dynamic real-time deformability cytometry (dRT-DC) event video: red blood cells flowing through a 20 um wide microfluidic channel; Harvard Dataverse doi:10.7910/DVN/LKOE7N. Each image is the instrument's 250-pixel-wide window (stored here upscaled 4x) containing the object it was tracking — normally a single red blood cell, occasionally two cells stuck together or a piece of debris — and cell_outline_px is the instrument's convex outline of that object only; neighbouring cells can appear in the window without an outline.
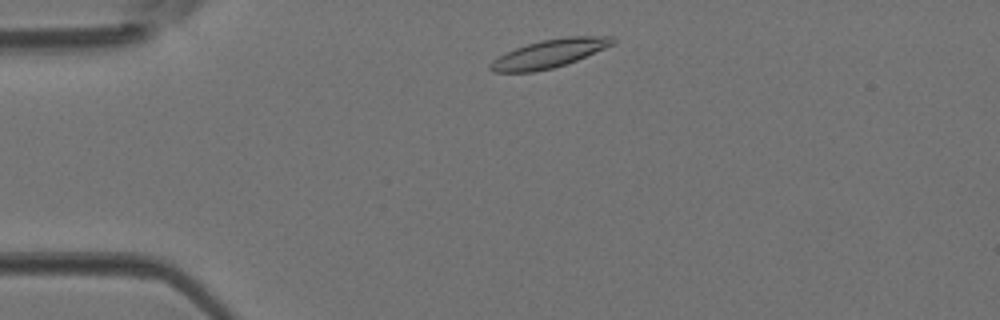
{"species": "Egyptian fruit bat (a non-hibernating species)", "species_latin": "Rousettus aegyptiacus", "temperature_condition": "room temperature", "stored_images_in_passage": 38, "camera_frame_rate_fps": 3000, "um_per_image_px": 0.085, "animal": {"sex": "female"}, "frame": {"image": 1, "passage_image": 3, "time_ms": 0.667, "image_size_px": [1000, 320], "cell_outline_px": [[616, 44], [576, 60], [552, 68], [536, 72], [492, 72], [488, 68], [488, 64], [492, 60], [516, 48], [540, 40], [568, 36], [612, 36], [616, 40]], "centroid_in_image_um": [46.71, 4.55], "position_along_channel_um": 38.3, "area_um2": 20.11}}
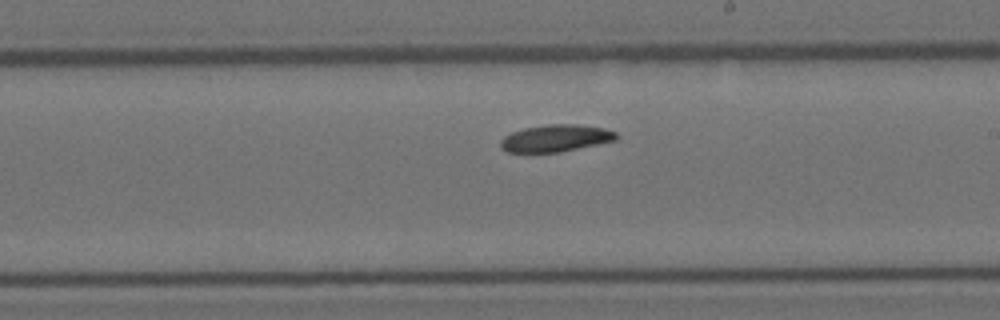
{"frame": {"image": 2, "passage_image": 19, "time_ms": 6.0, "image_size_px": [1000, 320], "cell_outline_px": [[620, 136], [616, 140], [560, 152], [508, 152], [500, 148], [500, 140], [504, 136], [512, 132], [524, 128], [548, 124], [576, 124], [604, 128], [616, 132]], "centroid_in_image_um": [47.23, 11.74], "position_along_channel_um": 241.8, "area_um2": 18.26}}
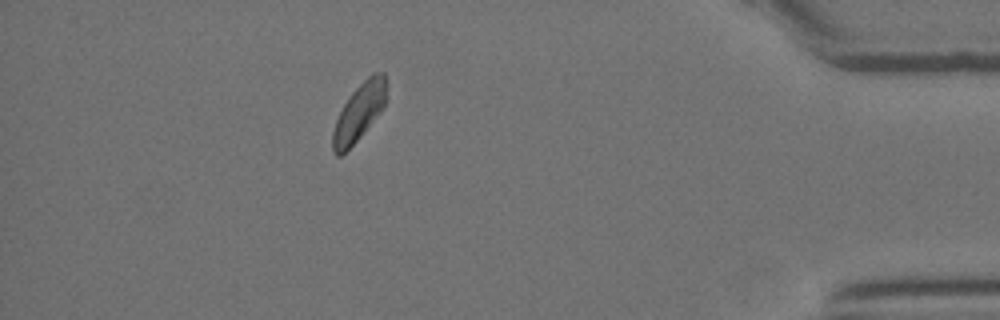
{"frame": {"image": 3, "passage_image": 33, "time_ms": 10.667, "image_size_px": [1000, 320], "cell_outline_px": [[388, 84], [384, 108], [360, 136], [340, 156], [336, 156], [332, 152], [332, 132], [336, 120], [344, 104], [352, 92], [372, 72], [384, 72]], "centroid_in_image_um": [30.55, 9.5], "position_along_channel_um": 404.7, "area_um2": 17.86}}